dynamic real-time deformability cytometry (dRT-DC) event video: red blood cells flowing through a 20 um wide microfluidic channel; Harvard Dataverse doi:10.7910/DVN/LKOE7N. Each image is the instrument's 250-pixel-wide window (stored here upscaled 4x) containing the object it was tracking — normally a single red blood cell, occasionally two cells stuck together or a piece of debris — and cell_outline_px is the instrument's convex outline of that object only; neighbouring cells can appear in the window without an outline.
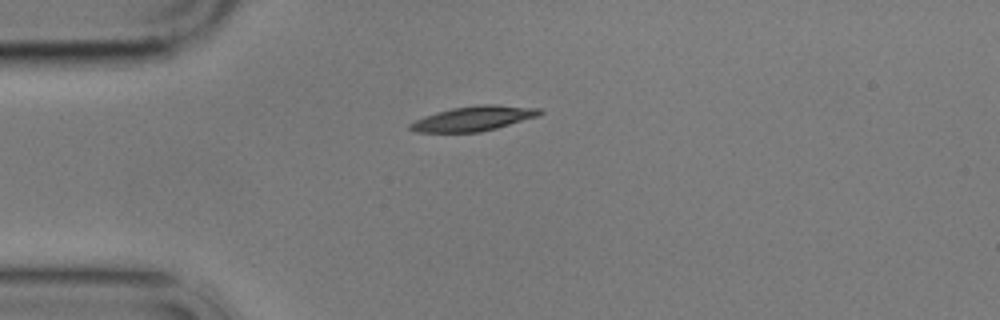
{"species": "common noctule bat (a hibernating species)", "species_latin": "Nyctalus noctula", "temperature_condition": "cold", "stored_images_in_passage": 2, "camera_frame_rate_fps": 3000, "um_per_image_px": 0.085, "animal": {"sex": "male", "body_mass_g": 17.9}, "frame": {"image": 1, "passage_image": 2, "time_ms": 1.667, "image_size_px": [1000, 320], "cell_outline_px": [[544, 112], [536, 116], [496, 128], [480, 132], [416, 132], [408, 128], [408, 124], [424, 116], [436, 112], [452, 108], [480, 104], [496, 104], [540, 108]], "centroid_in_image_um": [40.23, 10.06], "position_along_channel_um": 44.8, "area_um2": 18.61}}